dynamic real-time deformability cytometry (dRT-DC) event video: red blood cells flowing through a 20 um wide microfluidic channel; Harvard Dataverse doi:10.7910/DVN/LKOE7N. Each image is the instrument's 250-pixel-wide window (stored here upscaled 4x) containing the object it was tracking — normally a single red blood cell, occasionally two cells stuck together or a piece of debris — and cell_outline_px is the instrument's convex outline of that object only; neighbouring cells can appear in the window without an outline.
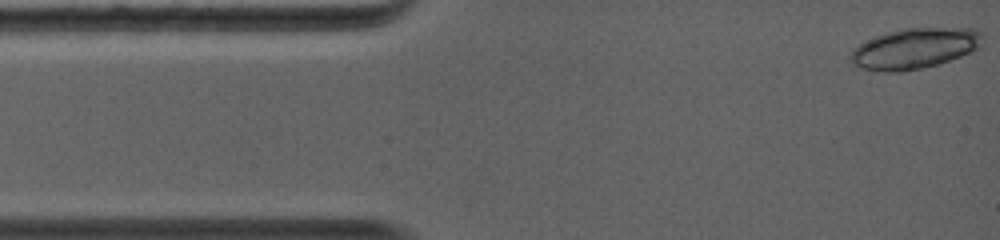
{"species": "common noctule bat (a hibernating species)", "species_latin": "Nyctalus noctula", "temperature_condition": "warm", "stored_images_in_passage": 9, "camera_frame_rate_fps": 5000, "um_per_image_px": 0.085, "animal": {"sex": "female", "body_mass_g": 19.0, "forearm_length_mm": 56.7}, "frame": {"image": 1, "passage_image": 1, "time_ms": 0.0, "image_size_px": [1000, 240], "cell_outline_px": [[980, 48], [972, 52], [940, 64], [900, 72], [884, 72], [860, 68], [852, 64], [848, 60], [848, 56], [860, 44], [876, 36], [888, 32], [904, 28], [976, 28], [980, 32]], "centroid_in_image_um": [77.73, 4.13], "position_along_channel_um": 7.3, "area_um2": 31.21}}